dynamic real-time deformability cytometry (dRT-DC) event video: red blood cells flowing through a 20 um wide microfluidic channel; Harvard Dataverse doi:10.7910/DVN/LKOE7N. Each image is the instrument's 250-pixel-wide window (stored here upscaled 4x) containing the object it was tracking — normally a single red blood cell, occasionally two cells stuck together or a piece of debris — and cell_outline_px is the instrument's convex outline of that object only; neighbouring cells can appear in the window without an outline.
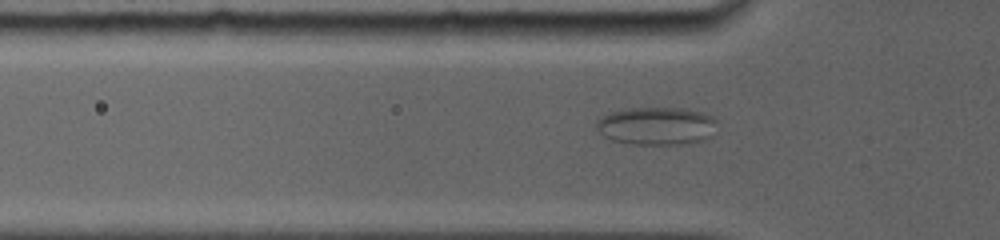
{"species": "common noctule bat (a hibernating species)", "species_latin": "Nyctalus noctula", "temperature_condition": "room temperature", "stored_images_in_passage": 57, "camera_frame_rate_fps": 5000, "um_per_image_px": 0.085, "animal": {"sex": "female", "body_mass_g": 19.0, "forearm_length_mm": 56.7}, "frame": {"image": 1, "passage_image": 25, "time_ms": 4.8, "image_size_px": [1000, 240], "cell_outline_px": [[716, 120], [712, 136], [704, 140], [680, 144], [632, 144], [612, 140], [604, 136], [596, 128], [596, 120], [612, 112], [628, 108], [688, 108], [712, 116]], "centroid_in_image_um": [55.81, 10.7], "position_along_channel_um": 70.0, "area_um2": 26.59}}
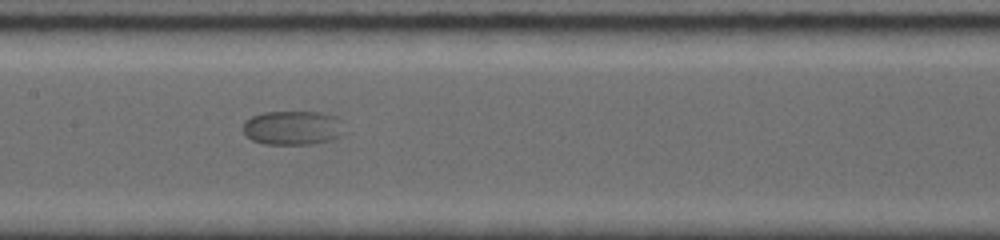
{"frame": {"image": 2, "passage_image": 39, "time_ms": 7.8, "image_size_px": [1000, 240], "cell_outline_px": [[348, 132], [332, 140], [312, 144], [264, 144], [252, 140], [244, 132], [244, 120], [252, 116], [264, 112], [320, 112], [336, 116], [340, 120]], "centroid_in_image_um": [24.94, 10.87], "position_along_channel_um": 182.5, "area_um2": 20.46}}
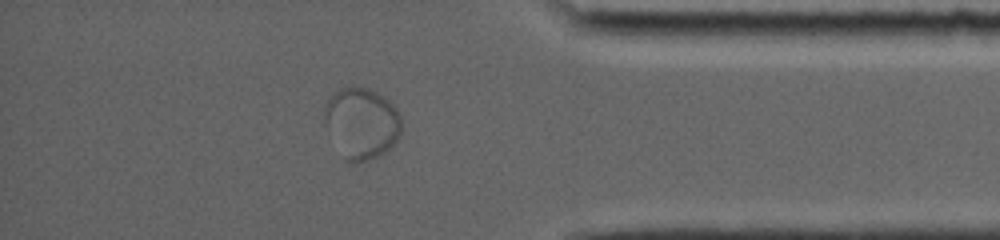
{"frame": {"image": 3, "passage_image": 52, "time_ms": 14.0, "image_size_px": [1000, 240], "cell_outline_px": [[400, 136], [388, 152], [380, 156], [356, 164], [352, 164], [344, 160], [324, 124], [324, 104], [328, 96], [340, 88], [368, 88], [384, 96], [396, 108], [400, 116]], "centroid_in_image_um": [30.71, 10.5], "position_along_channel_um": 404.5, "area_um2": 32.37}}